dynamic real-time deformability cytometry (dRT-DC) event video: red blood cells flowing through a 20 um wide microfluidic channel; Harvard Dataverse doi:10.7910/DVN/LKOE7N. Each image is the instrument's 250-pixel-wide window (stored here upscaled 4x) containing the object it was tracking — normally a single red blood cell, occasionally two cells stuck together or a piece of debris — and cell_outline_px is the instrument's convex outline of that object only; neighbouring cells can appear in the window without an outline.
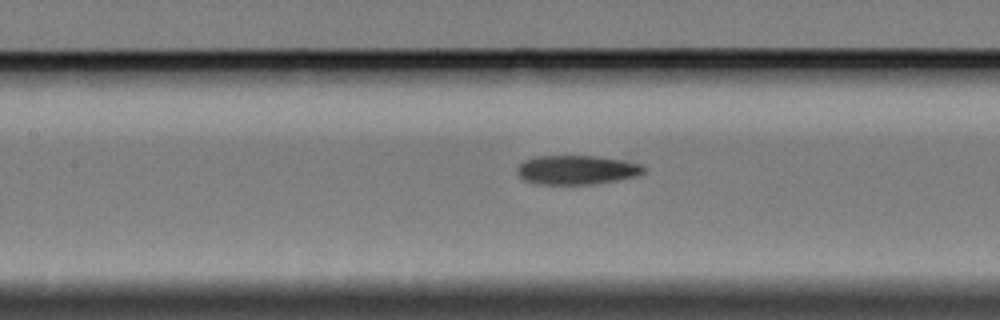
{"species": "Egyptian fruit bat (a non-hibernating species)", "species_latin": "Rousettus aegyptiacus", "temperature_condition": "cold", "stored_images_in_passage": 6, "segment_of_instrument_passage": [2, 2], "camera_frame_rate_fps": 3000, "um_per_image_px": 0.085, "animal": {"sex": "female"}, "frame": {"image": 1, "passage_image": 6, "time_ms": 7.0, "image_size_px": [1000, 320], "cell_outline_px": [[648, 168], [644, 172], [636, 176], [616, 180], [592, 184], [536, 184], [524, 180], [516, 172], [516, 168], [524, 160], [536, 156], [596, 156], [624, 160], [640, 164]], "centroid_in_image_um": [49.01, 14.43], "position_along_channel_um": 158.4, "area_um2": 21.56}}